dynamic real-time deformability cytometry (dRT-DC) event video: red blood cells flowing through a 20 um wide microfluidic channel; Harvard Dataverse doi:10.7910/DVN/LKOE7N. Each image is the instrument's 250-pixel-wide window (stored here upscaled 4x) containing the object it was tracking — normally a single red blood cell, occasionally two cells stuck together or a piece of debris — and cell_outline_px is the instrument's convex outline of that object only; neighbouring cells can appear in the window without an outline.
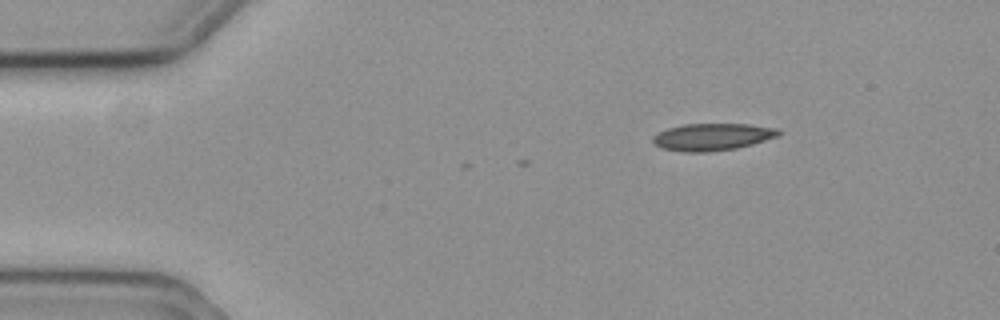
{"species": "common noctule bat (a hibernating species)", "species_latin": "Nyctalus noctula", "temperature_condition": "cold", "stored_images_in_passage": 5, "camera_frame_rate_fps": 3000, "um_per_image_px": 0.085, "animal": {"sex": "female", "body_mass_g": 19.3, "forearm_length_mm": 54.1}, "frame": {"image": 1, "passage_image": 1, "time_ms": 0.0, "image_size_px": [1000, 320], "cell_outline_px": [[784, 132], [780, 136], [752, 144], [736, 148], [708, 152], [684, 152], [660, 148], [652, 144], [652, 136], [668, 128], [684, 124], [748, 124], [780, 128]], "centroid_in_image_um": [60.58, 11.63], "position_along_channel_um": 24.4, "area_um2": 20.17}}